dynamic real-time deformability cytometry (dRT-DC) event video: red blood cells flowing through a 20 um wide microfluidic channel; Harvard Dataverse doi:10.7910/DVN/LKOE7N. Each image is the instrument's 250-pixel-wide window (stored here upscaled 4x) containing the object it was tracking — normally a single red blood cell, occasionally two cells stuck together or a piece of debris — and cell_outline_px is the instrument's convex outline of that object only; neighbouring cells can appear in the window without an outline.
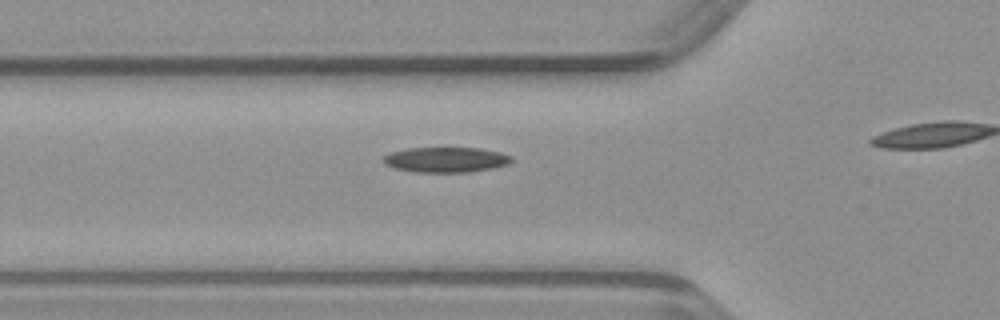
{"species": "common noctule bat (a hibernating species)", "species_latin": "Nyctalus noctula", "temperature_condition": "warm", "stored_images_in_passage": 11, "camera_frame_rate_fps": 3000, "um_per_image_px": 0.085, "animal": {"sex": "male", "body_mass_g": 23.1, "forearm_length_mm": 52.7}, "frame": {"image": 1, "passage_image": 4, "time_ms": 1.0, "image_size_px": [1000, 320], "cell_outline_px": [[512, 160], [508, 164], [492, 168], [468, 172], [416, 172], [392, 168], [384, 164], [380, 160], [384, 156], [392, 152], [408, 148], [480, 148], [500, 152], [512, 156]], "centroid_in_image_um": [37.86, 13.58], "position_along_channel_um": 87.9, "area_um2": 18.9}}
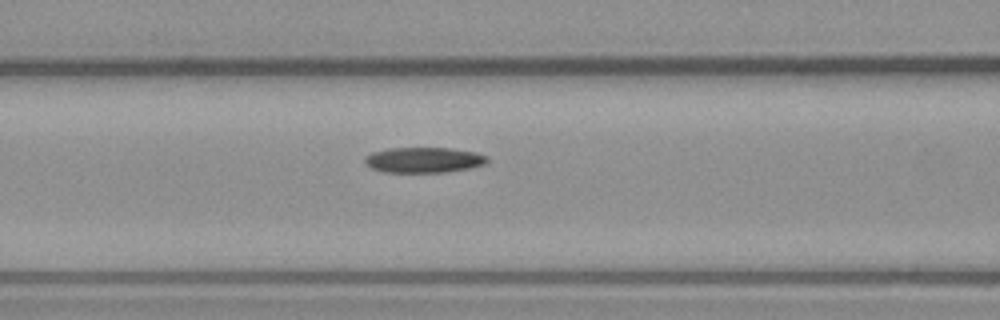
{"frame": {"image": 2, "passage_image": 7, "time_ms": 2.0, "image_size_px": [1000, 320], "cell_outline_px": [[488, 160], [484, 164], [468, 168], [444, 172], [384, 172], [372, 168], [364, 160], [364, 156], [372, 152], [388, 148], [452, 148], [476, 152], [488, 156]], "centroid_in_image_um": [36.02, 13.58], "position_along_channel_um": 130.6, "area_um2": 18.09}}
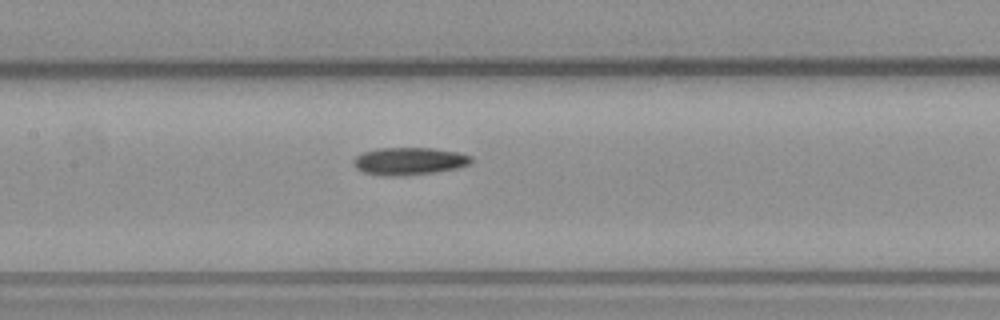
{"frame": {"image": 3, "passage_image": 10, "time_ms": 3.0, "image_size_px": [1000, 320], "cell_outline_px": [[472, 160], [468, 164], [456, 168], [436, 172], [404, 176], [380, 176], [364, 172], [356, 168], [352, 164], [352, 160], [356, 156], [364, 152], [376, 148], [432, 148], [456, 152], [472, 156]], "centroid_in_image_um": [34.73, 13.7], "position_along_channel_um": 172.7, "area_um2": 18.96}}